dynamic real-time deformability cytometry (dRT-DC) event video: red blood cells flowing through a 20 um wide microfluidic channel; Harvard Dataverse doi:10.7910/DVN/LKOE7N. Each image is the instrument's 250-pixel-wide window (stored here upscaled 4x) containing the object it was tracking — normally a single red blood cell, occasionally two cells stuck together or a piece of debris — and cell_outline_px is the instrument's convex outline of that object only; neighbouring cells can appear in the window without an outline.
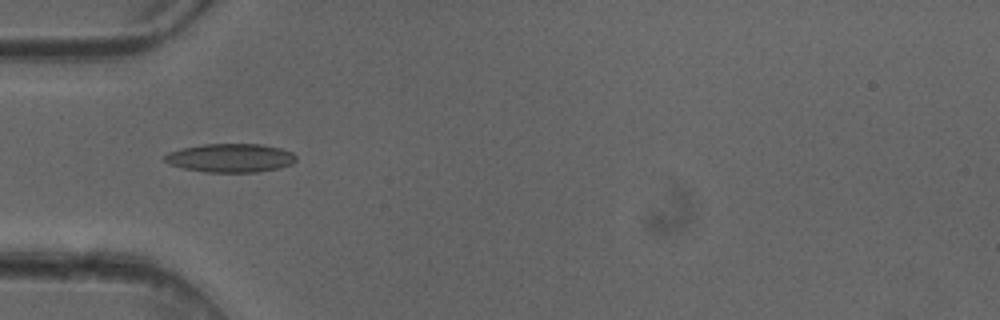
{"species": "common noctule bat (a hibernating species)", "species_latin": "Nyctalus noctula", "temperature_condition": "cold", "stored_images_in_passage": 5, "camera_frame_rate_fps": 3000, "um_per_image_px": 0.085, "animal": {"sex": "female"}, "frame": {"image": 1, "passage_image": 5, "time_ms": 1.333, "image_size_px": [1000, 320], "cell_outline_px": [[296, 160], [292, 164], [280, 168], [256, 172], [204, 172], [184, 168], [168, 164], [164, 160], [164, 156], [168, 152], [180, 148], [204, 144], [260, 144], [280, 148], [292, 152], [296, 156]], "centroid_in_image_um": [19.58, 13.42], "position_along_channel_um": 65.4, "area_um2": 22.02}}